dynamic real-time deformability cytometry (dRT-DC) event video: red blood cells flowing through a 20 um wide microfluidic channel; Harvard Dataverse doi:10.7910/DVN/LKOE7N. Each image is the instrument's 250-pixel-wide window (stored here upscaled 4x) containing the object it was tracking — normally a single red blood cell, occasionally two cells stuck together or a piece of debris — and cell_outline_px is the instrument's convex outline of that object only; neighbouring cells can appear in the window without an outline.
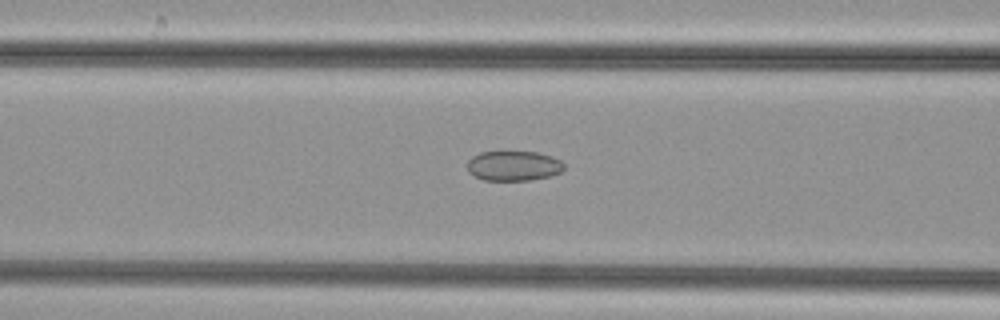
{"species": "common noctule bat (a hibernating species)", "species_latin": "Nyctalus noctula", "temperature_condition": "cold", "stored_images_in_passage": 38, "camera_frame_rate_fps": 3000, "um_per_image_px": 0.085, "animal": {"sex": "female", "body_mass_g": 29.2, "forearm_length_mm": 56.3}, "frame": {"image": 1, "passage_image": 8, "time_ms": 2.333, "image_size_px": [1000, 320], "cell_outline_px": [[564, 168], [560, 172], [552, 176], [528, 180], [484, 180], [468, 172], [468, 160], [472, 156], [480, 152], [536, 152], [552, 156], [560, 160], [564, 164]], "centroid_in_image_um": [43.66, 14.09], "position_along_channel_um": 122.9, "area_um2": 16.82}}
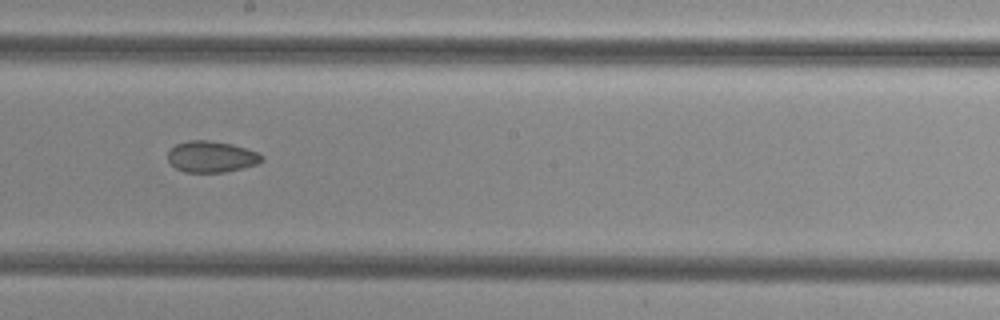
{"frame": {"image": 2, "passage_image": 16, "time_ms": 5.0, "image_size_px": [1000, 320], "cell_outline_px": [[264, 160], [256, 164], [224, 172], [184, 172], [176, 168], [168, 160], [168, 152], [176, 144], [188, 140], [208, 140], [232, 144], [256, 152], [264, 156]], "centroid_in_image_um": [17.95, 13.31], "position_along_channel_um": 230.2, "area_um2": 16.94}}
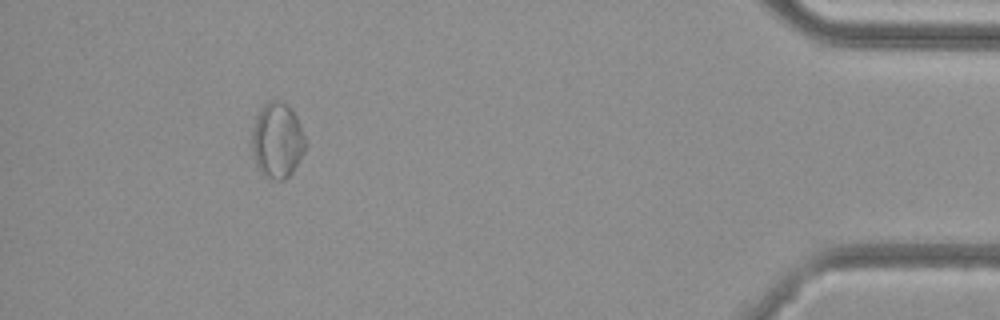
{"frame": {"image": 3, "passage_image": 34, "time_ms": 11.0, "image_size_px": [1000, 320], "cell_outline_px": [[304, 152], [292, 172], [284, 180], [276, 180], [264, 176], [260, 172], [256, 164], [252, 152], [252, 132], [256, 116], [260, 108], [268, 100], [280, 100], [296, 116], [304, 136]], "centroid_in_image_um": [23.53, 11.95], "position_along_channel_um": 411.7, "area_um2": 23.24}}